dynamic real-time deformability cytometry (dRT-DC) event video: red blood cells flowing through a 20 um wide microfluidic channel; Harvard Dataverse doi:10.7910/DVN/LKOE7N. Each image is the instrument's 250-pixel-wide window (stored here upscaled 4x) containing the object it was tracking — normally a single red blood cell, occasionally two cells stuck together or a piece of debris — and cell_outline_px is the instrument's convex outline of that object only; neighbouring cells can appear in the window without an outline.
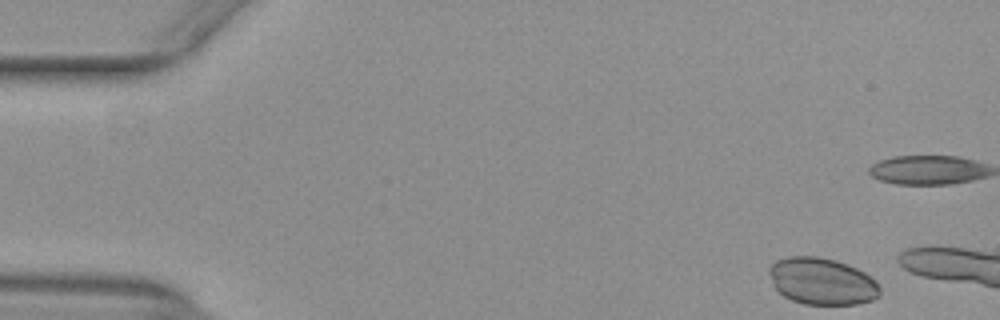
{"species": "common noctule bat (a hibernating species)", "species_latin": "Nyctalus noctula", "temperature_condition": "warm", "stored_images_in_passage": 6, "camera_frame_rate_fps": 3000, "um_per_image_px": 0.085, "animal": {"sex": "female", "body_mass_g": 29.2, "forearm_length_mm": 56.3}, "frame": {"image": 1, "passage_image": 1, "time_ms": 0.0, "image_size_px": [1000, 320], "cell_outline_px": [[880, 296], [872, 300], [856, 304], [804, 304], [792, 300], [784, 296], [772, 284], [768, 272], [768, 268], [776, 260], [788, 256], [820, 256], [836, 260], [848, 264], [864, 272], [876, 280], [880, 288]], "centroid_in_image_um": [69.87, 23.89], "position_along_channel_um": 15.1, "area_um2": 30.46}}